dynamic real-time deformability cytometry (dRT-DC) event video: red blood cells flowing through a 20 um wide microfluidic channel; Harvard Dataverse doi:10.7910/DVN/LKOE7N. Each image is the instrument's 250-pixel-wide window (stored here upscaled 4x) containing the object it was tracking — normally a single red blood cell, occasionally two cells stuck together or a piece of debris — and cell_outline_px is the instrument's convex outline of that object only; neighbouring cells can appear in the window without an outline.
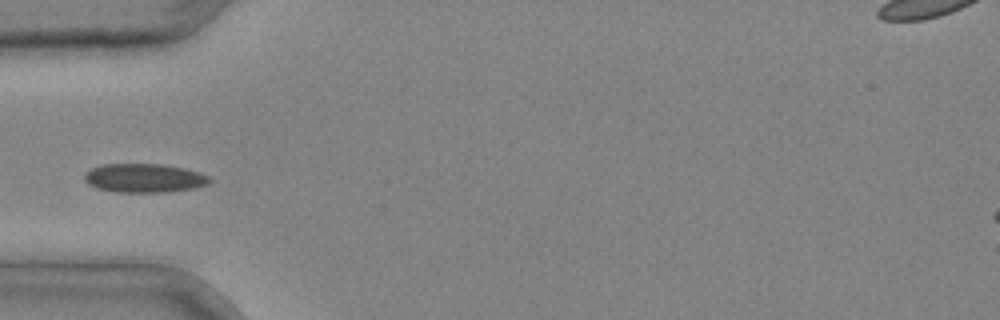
{"species": "common noctule bat (a hibernating species)", "species_latin": "Nyctalus noctula", "temperature_condition": "cold", "stored_images_in_passage": 1, "camera_frame_rate_fps": 3000, "um_per_image_px": 0.085, "animal": {"sex": "male", "body_mass_g": 20.4}, "frame": {"image": 1, "passage_image": 1, "time_ms": 0.0, "image_size_px": [1000, 320], "cell_outline_px": [[212, 180], [208, 184], [192, 188], [168, 192], [116, 192], [96, 188], [88, 184], [84, 180], [84, 176], [92, 168], [100, 164], [164, 164], [184, 168], [200, 172], [208, 176]], "centroid_in_image_um": [12.26, 15.13], "position_along_channel_um": 72.7, "area_um2": 21.1}}